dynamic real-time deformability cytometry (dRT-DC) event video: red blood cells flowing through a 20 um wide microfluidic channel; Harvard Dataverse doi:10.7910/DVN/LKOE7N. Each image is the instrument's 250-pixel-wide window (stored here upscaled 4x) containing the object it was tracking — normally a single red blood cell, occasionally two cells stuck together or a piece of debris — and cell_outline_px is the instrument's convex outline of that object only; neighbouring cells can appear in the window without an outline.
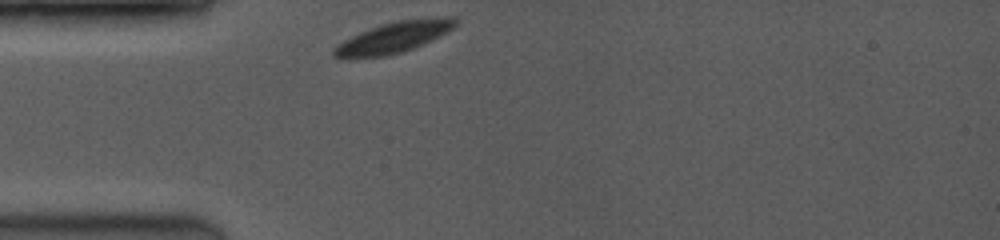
{"species": "common noctule bat (a hibernating species)", "species_latin": "Nyctalus noctula", "temperature_condition": "room temperature", "stored_images_in_passage": 35, "camera_frame_rate_fps": 3500, "um_per_image_px": 0.085, "animal": {"sex": "female", "body_mass_g": 19.0, "forearm_length_mm": 53.3}, "frame": {"image": 1, "passage_image": 1, "time_ms": 0.0, "image_size_px": [1000, 240], "cell_outline_px": [[456, 24], [448, 32], [424, 44], [400, 52], [384, 56], [348, 60], [344, 60], [332, 56], [332, 48], [344, 40], [360, 32], [396, 20], [444, 16], [456, 16]], "centroid_in_image_um": [33.43, 3.2], "position_along_channel_um": 51.6, "area_um2": 22.25}}
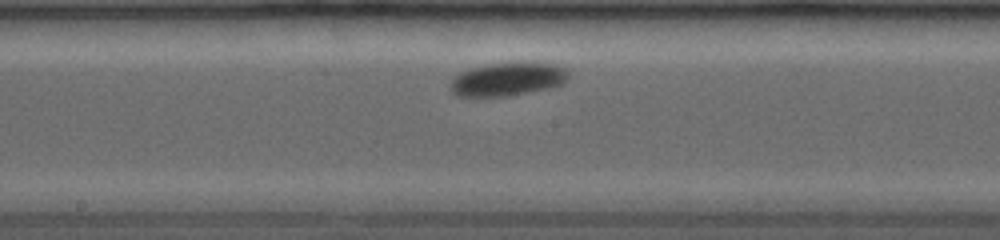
{"frame": {"image": 2, "passage_image": 16, "time_ms": 4.286, "image_size_px": [1000, 240], "cell_outline_px": [[568, 80], [564, 84], [548, 88], [504, 96], [456, 96], [452, 92], [452, 80], [460, 72], [468, 68], [488, 64], [552, 64], [564, 68], [568, 72]], "centroid_in_image_um": [43.13, 6.75], "position_along_channel_um": 205.1, "area_um2": 22.25}}
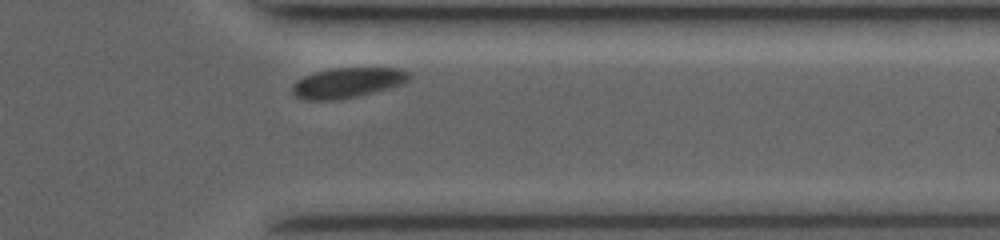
{"frame": {"image": 3, "passage_image": 32, "time_ms": 8.857, "image_size_px": [1000, 240], "cell_outline_px": [[412, 76], [404, 84], [392, 88], [356, 96], [336, 100], [300, 100], [292, 96], [292, 84], [296, 80], [304, 76], [316, 72], [332, 68], [400, 68], [408, 72]], "centroid_in_image_um": [29.52, 7.04], "position_along_channel_um": 381.9, "area_um2": 20.87}, "authors_computed_cell_mechanics": {"area_um2": 22.253, "velocity_mm_per_s": 3.8259, "shape_relaxation_time_tau1_ms": 0.9579, "shape_relaxation_time_tau2_ms": null, "deformation_change_tau1": 0.0532, "deformation_change_tau2": null}}